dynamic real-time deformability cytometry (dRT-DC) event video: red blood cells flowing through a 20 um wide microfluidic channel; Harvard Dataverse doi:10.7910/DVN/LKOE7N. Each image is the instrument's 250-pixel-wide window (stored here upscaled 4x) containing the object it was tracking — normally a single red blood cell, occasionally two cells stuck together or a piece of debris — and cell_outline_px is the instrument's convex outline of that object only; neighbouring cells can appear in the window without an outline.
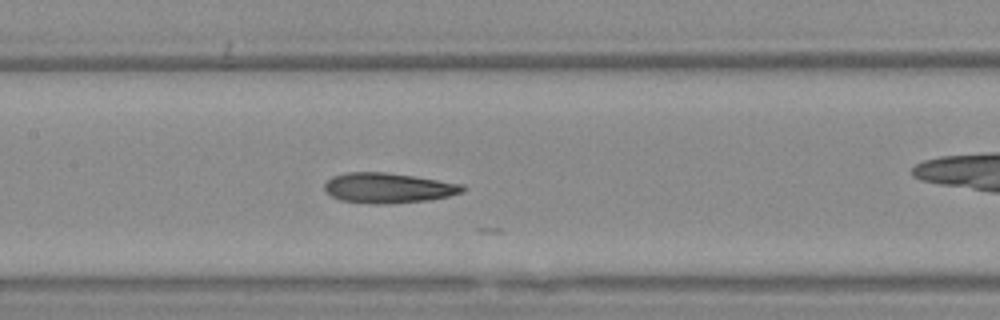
{"species": "Egyptian fruit bat (a non-hibernating species)", "species_latin": "Rousettus aegyptiacus", "temperature_condition": "warm", "stored_images_in_passage": 33, "camera_frame_rate_fps": 3000, "um_per_image_px": 0.085, "animal": {"sex": "female"}, "frame": {"image": 1, "passage_image": 27, "time_ms": 8.667, "image_size_px": [1000, 320], "cell_outline_px": [[464, 188], [460, 192], [448, 196], [428, 200], [392, 204], [376, 204], [340, 200], [332, 196], [324, 188], [324, 184], [332, 176], [348, 172], [384, 172], [412, 176], [464, 184]], "centroid_in_image_um": [32.97, 15.98], "position_along_channel_um": 174.4, "area_um2": 24.04}}